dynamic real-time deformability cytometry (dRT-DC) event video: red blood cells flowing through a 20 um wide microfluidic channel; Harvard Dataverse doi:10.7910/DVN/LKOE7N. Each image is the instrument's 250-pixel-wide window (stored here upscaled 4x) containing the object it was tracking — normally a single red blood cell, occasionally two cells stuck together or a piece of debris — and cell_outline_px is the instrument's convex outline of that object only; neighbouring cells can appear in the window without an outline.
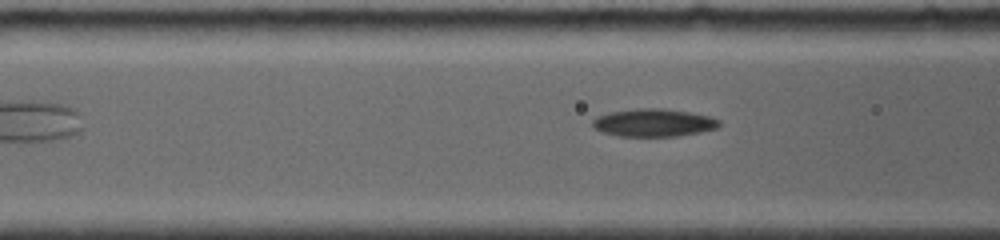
{"species": "common noctule bat (a hibernating species)", "species_latin": "Nyctalus noctula", "temperature_condition": "room temperature", "stored_images_in_passage": 5, "camera_frame_rate_fps": 4000, "um_per_image_px": 0.085, "animal": {"sex": "female", "body_mass_g": 19.0, "forearm_length_mm": 56.7}, "frame": {"image": 1, "passage_image": 5, "time_ms": 4.0, "image_size_px": [1000, 240], "cell_outline_px": [[720, 124], [716, 128], [700, 132], [680, 136], [616, 136], [592, 128], [592, 120], [596, 116], [608, 112], [640, 108], [664, 108], [712, 116], [720, 120]], "centroid_in_image_um": [55.54, 10.42], "position_along_channel_um": 111.1, "area_um2": 20.69}}